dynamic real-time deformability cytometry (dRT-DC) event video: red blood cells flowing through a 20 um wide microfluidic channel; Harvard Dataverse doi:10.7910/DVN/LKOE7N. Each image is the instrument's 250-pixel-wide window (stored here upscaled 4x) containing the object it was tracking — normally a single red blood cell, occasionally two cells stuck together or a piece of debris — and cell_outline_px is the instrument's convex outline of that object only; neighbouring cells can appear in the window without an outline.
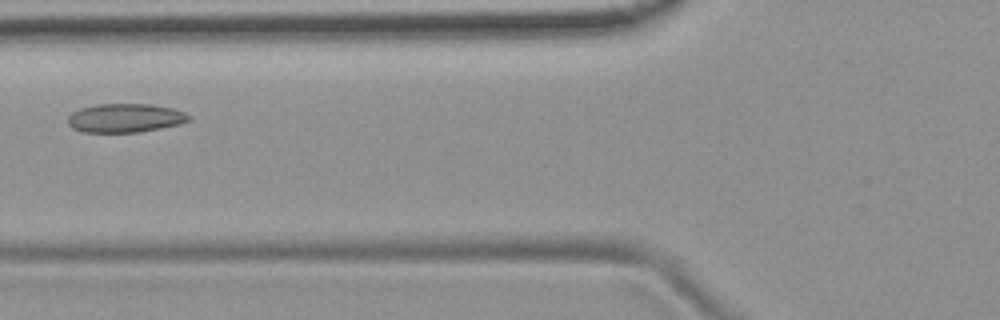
{"species": "common noctule bat (a hibernating species)", "species_latin": "Nyctalus noctula", "temperature_condition": "room temperature", "stored_images_in_passage": 4, "camera_frame_rate_fps": 3000, "um_per_image_px": 0.085, "animal": {"sex": "female", "body_mass_g": 19.9}, "frame": {"image": 1, "passage_image": 4, "time_ms": 3.333, "image_size_px": [1000, 320], "cell_outline_px": [[192, 120], [180, 124], [140, 132], [84, 132], [72, 128], [68, 124], [68, 116], [72, 112], [80, 108], [96, 104], [152, 104], [172, 108], [184, 112], [192, 116]], "centroid_in_image_um": [10.66, 10.03], "position_along_channel_um": 115.1, "area_um2": 20.46}}